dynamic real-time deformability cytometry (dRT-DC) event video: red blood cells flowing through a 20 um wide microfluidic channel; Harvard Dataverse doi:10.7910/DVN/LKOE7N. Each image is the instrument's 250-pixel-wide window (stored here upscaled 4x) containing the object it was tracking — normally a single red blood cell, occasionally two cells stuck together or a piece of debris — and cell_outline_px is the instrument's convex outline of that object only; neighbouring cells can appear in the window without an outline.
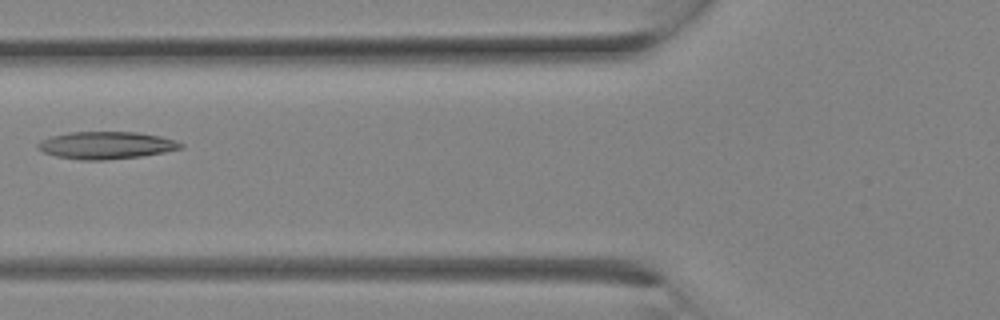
{"species": "Egyptian fruit bat (a non-hibernating species)", "species_latin": "Rousettus aegyptiacus", "temperature_condition": "room temperature", "stored_images_in_passage": 11, "camera_frame_rate_fps": 3000, "um_per_image_px": 0.085, "animal": {"sex": "female"}, "frame": {"image": 1, "passage_image": 7, "time_ms": 2.0, "image_size_px": [1000, 320], "cell_outline_px": [[184, 148], [164, 152], [140, 156], [104, 160], [80, 160], [56, 156], [44, 152], [36, 148], [36, 144], [40, 140], [52, 136], [68, 132], [136, 132], [160, 136], [176, 140], [184, 144]], "centroid_in_image_um": [9.02, 12.34], "position_along_channel_um": 116.8, "area_um2": 22.83}}
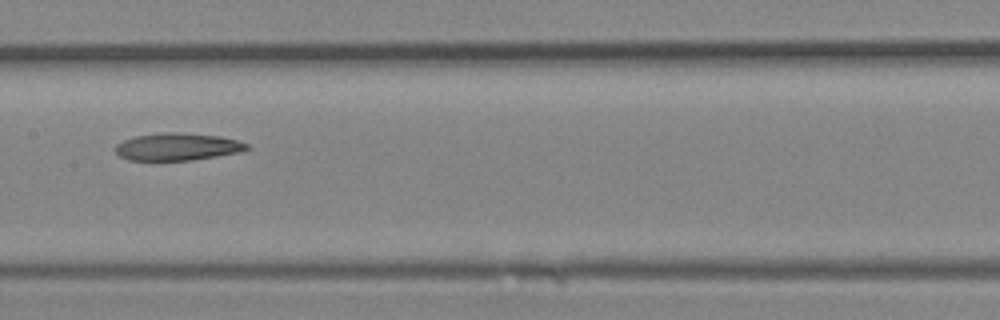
{"frame": {"image": 2, "passage_image": 10, "time_ms": 3.0, "image_size_px": [1000, 320], "cell_outline_px": [[252, 148], [240, 152], [192, 160], [128, 160], [120, 156], [116, 152], [116, 144], [124, 140], [136, 136], [164, 132], [180, 132], [220, 136], [236, 140], [248, 144]], "centroid_in_image_um": [15.11, 12.47], "position_along_channel_um": 192.3, "area_um2": 20.92}}